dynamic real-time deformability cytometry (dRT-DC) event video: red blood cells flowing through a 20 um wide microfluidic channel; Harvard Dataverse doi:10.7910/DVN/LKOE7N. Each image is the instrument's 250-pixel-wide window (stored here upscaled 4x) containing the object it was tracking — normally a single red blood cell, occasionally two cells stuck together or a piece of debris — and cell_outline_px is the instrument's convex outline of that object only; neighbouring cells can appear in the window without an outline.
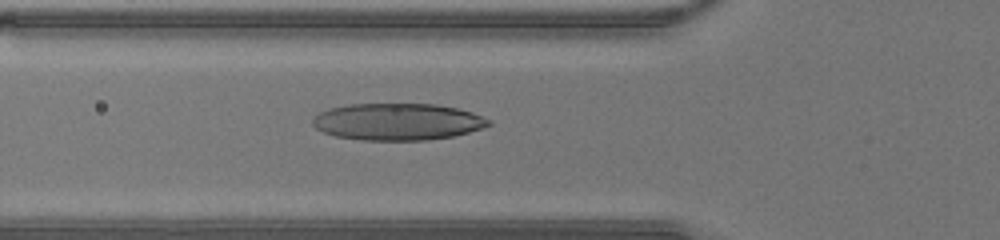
{"species": "human", "species_latin": "Homo sapiens", "temperature_condition": "warm", "stored_images_in_passage": 44, "camera_frame_rate_fps": 3000, "um_per_image_px": 0.085, "donor": {"sex": "male"}, "frame": {"image": 1, "passage_image": 15, "time_ms": 4.667, "image_size_px": [1000, 240], "cell_outline_px": [[492, 124], [468, 132], [452, 136], [428, 140], [360, 140], [336, 136], [324, 132], [316, 128], [312, 124], [312, 120], [320, 112], [328, 108], [348, 104], [436, 104], [460, 108], [472, 112], [492, 120]], "centroid_in_image_um": [33.8, 10.34], "position_along_channel_um": 92.0, "area_um2": 37.92}}
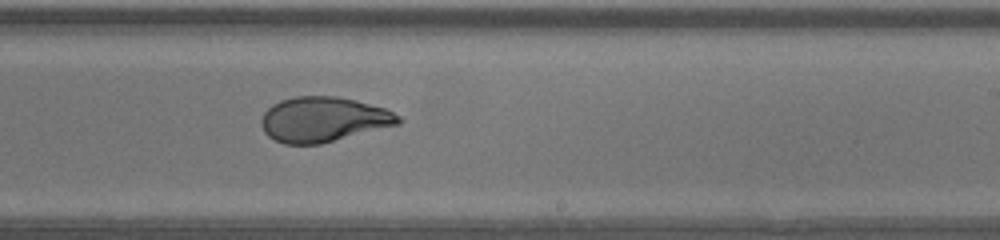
{"frame": {"image": 2, "passage_image": 26, "time_ms": 8.333, "image_size_px": [1000, 240], "cell_outline_px": [[404, 120], [400, 124], [320, 144], [284, 144], [268, 136], [264, 132], [260, 120], [264, 112], [272, 104], [280, 100], [292, 96], [336, 96], [356, 100], [384, 108], [400, 116]], "centroid_in_image_um": [27.48, 10.14], "position_along_channel_um": 261.5, "area_um2": 36.07}}
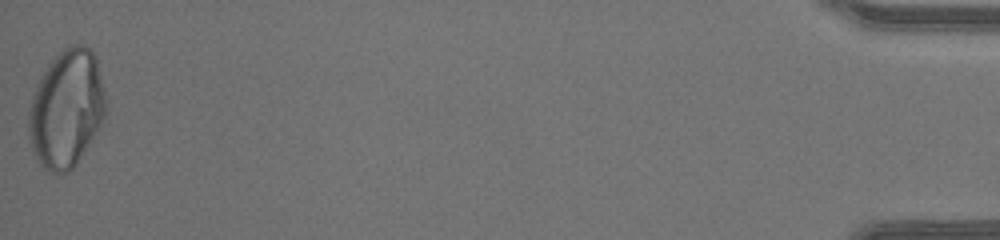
{"frame": {"image": 3, "passage_image": 44, "time_ms": 14.333, "image_size_px": [1000, 240], "cell_outline_px": [[108, 112], [100, 128], [76, 164], [68, 172], [52, 172], [44, 168], [40, 164], [32, 152], [28, 132], [28, 112], [32, 96], [36, 84], [52, 60], [68, 44], [84, 44], [96, 56], [108, 104]], "centroid_in_image_um": [5.67, 9.24], "position_along_channel_um": 429.5, "area_um2": 53.41}}